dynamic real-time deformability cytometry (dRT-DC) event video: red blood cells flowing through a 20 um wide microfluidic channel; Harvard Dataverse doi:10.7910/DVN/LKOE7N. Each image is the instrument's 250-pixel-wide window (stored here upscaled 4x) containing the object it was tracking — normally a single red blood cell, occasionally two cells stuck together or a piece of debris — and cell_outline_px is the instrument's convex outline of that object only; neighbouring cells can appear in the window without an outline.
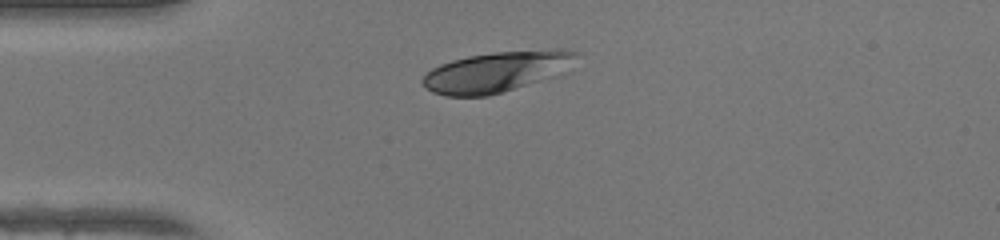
{"species": "human", "species_latin": "Homo sapiens", "temperature_condition": "warm", "stored_images_in_passage": 37, "camera_frame_rate_fps": 3000, "um_per_image_px": 0.085, "donor": {"sex": "female"}, "frame": {"image": 1, "passage_image": 1, "time_ms": 0.0, "image_size_px": [1000, 240], "cell_outline_px": [[580, 52], [568, 72], [560, 76], [488, 96], [444, 96], [432, 92], [424, 88], [420, 80], [432, 68], [440, 64], [452, 60], [468, 56], [496, 52], [560, 48]], "centroid_in_image_um": [42.29, 6.1], "position_along_channel_um": 42.7, "area_um2": 37.11}}
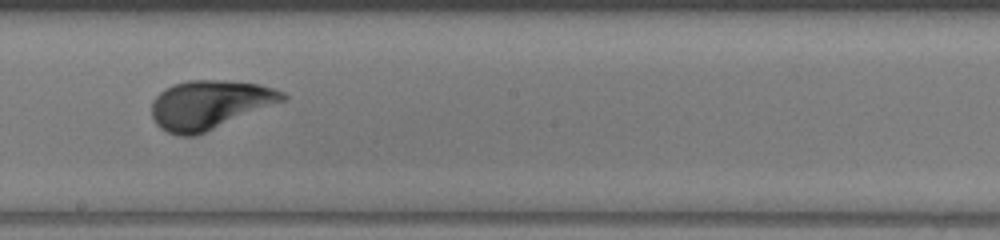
{"frame": {"image": 2, "passage_image": 16, "time_ms": 5.0, "image_size_px": [1000, 240], "cell_outline_px": [[288, 96], [284, 100], [196, 136], [180, 136], [168, 132], [160, 128], [156, 124], [152, 116], [152, 100], [164, 88], [172, 84], [188, 80], [224, 80], [260, 84], [284, 92]], "centroid_in_image_um": [17.77, 8.89], "position_along_channel_um": 230.4, "area_um2": 37.11}}
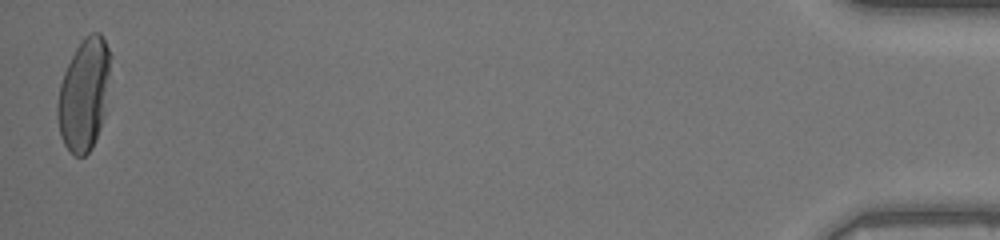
{"frame": {"image": 3, "passage_image": 37, "time_ms": 12.0, "image_size_px": [1000, 240], "cell_outline_px": [[112, 56], [100, 128], [92, 148], [84, 156], [76, 156], [64, 144], [60, 136], [56, 116], [56, 104], [60, 84], [64, 72], [76, 48], [84, 36], [92, 32], [100, 32], [104, 36]], "centroid_in_image_um": [7.12, 7.98], "position_along_channel_um": 428.1, "area_um2": 34.39}}